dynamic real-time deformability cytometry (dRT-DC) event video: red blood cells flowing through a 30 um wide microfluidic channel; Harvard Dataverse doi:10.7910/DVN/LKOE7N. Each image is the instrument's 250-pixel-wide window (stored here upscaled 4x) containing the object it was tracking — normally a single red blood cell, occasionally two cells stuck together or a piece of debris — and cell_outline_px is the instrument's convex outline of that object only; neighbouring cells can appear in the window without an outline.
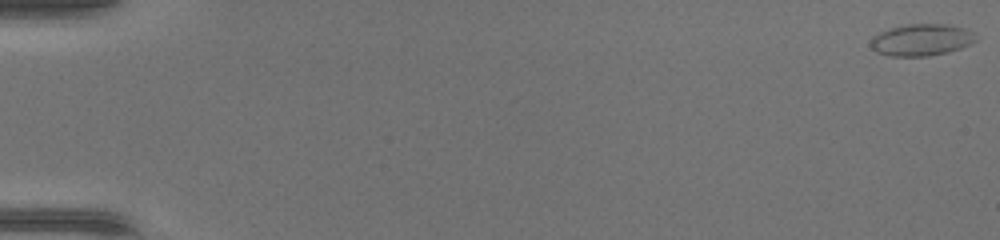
{"species": "common noctule bat (a hibernating species)", "species_latin": "Nyctalus noctula", "temperature_condition": "warm", "stored_images_in_passage": 48, "camera_frame_rate_fps": 3000, "um_per_image_px": 0.085, "animal": {"sex": "female", "body_mass_g": 17.0, "forearm_length_mm": 48.0}, "frame": {"image": 1, "passage_image": 1, "time_ms": 0.0, "image_size_px": [1000, 240], "cell_outline_px": [[976, 40], [960, 48], [948, 52], [928, 56], [888, 56], [876, 52], [872, 48], [872, 36], [888, 28], [908, 24], [948, 24], [968, 28], [972, 32]], "centroid_in_image_um": [78.31, 3.38], "position_along_channel_um": 6.7, "area_um2": 19.48}}
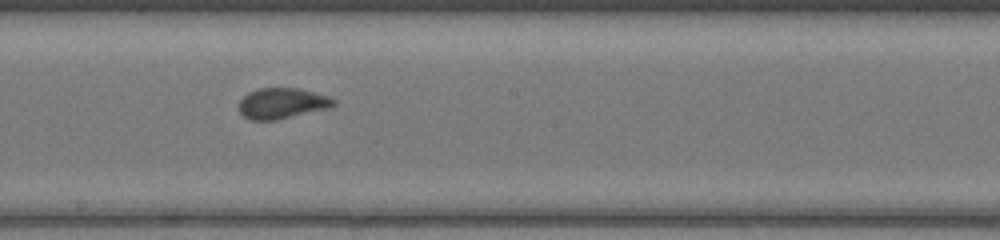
{"frame": {"image": 2, "passage_image": 28, "time_ms": 9.0, "image_size_px": [1000, 240], "cell_outline_px": [[336, 104], [332, 108], [276, 120], [252, 120], [244, 116], [240, 112], [240, 100], [248, 92], [260, 88], [300, 88], [328, 96], [336, 100]], "centroid_in_image_um": [24.03, 8.78], "position_along_channel_um": 224.2, "area_um2": 17.05}}
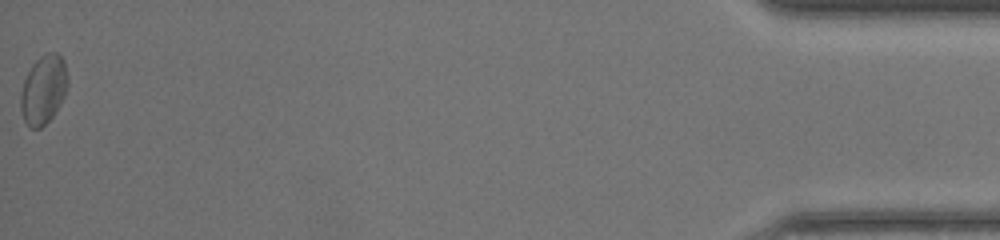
{"frame": {"image": 3, "passage_image": 48, "time_ms": 15.667, "image_size_px": [1000, 240], "cell_outline_px": [[68, 88], [56, 112], [40, 128], [28, 128], [24, 120], [20, 108], [20, 92], [24, 80], [32, 64], [40, 56], [48, 52], [56, 52], [64, 60], [68, 76]], "centroid_in_image_um": [3.7, 7.61], "position_along_channel_um": 431.5, "area_um2": 19.07}}